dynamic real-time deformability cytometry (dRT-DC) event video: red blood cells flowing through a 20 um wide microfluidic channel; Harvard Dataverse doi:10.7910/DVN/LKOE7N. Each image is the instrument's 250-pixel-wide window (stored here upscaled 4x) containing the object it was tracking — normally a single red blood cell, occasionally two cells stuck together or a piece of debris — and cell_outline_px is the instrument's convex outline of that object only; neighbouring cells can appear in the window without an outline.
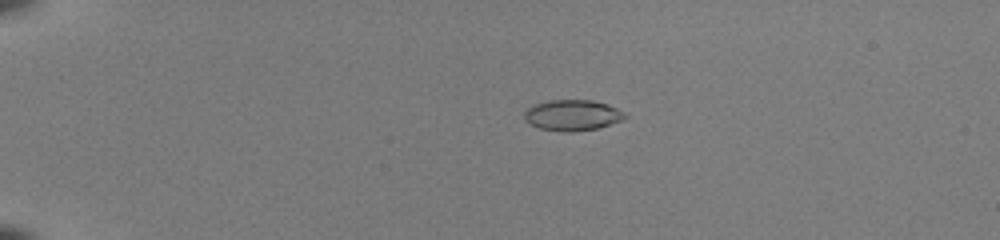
{"species": "common noctule bat (a hibernating species)", "species_latin": "Nyctalus noctula", "temperature_condition": "room temperature", "stored_images_in_passage": 52, "camera_frame_rate_fps": 3000, "um_per_image_px": 0.085, "animal": {"sex": "female", "body_mass_g": 22.0, "forearm_length_mm": 56.7}, "frame": {"image": 1, "passage_image": 13, "time_ms": 4.0, "image_size_px": [1000, 240], "cell_outline_px": [[628, 116], [620, 120], [596, 128], [572, 132], [564, 132], [540, 128], [524, 120], [524, 112], [532, 104], [548, 100], [592, 100], [608, 104], [624, 112]], "centroid_in_image_um": [48.62, 9.78], "position_along_channel_um": 36.4, "area_um2": 17.98}}
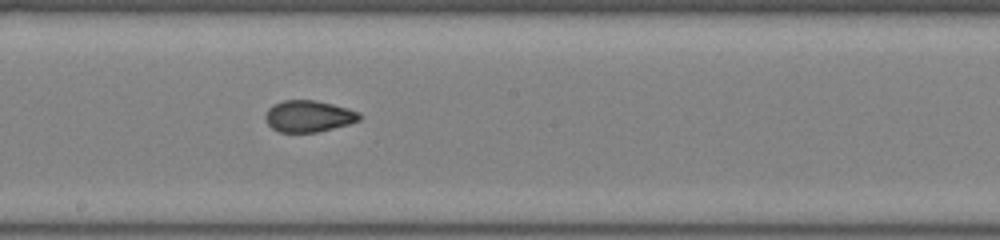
{"frame": {"image": 2, "passage_image": 32, "time_ms": 10.333, "image_size_px": [1000, 240], "cell_outline_px": [[364, 116], [360, 120], [348, 124], [316, 132], [280, 132], [272, 128], [264, 120], [264, 116], [268, 108], [272, 104], [284, 100], [316, 100], [348, 108], [360, 112]], "centroid_in_image_um": [26.23, 9.87], "position_along_channel_um": 222.0, "area_um2": 17.46}}
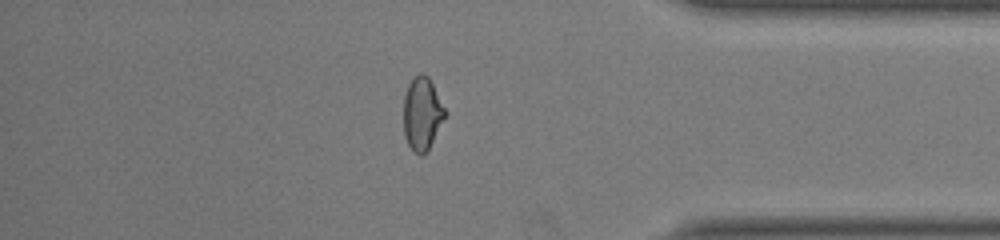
{"frame": {"image": 3, "passage_image": 46, "time_ms": 15.0, "image_size_px": [1000, 240], "cell_outline_px": [[448, 112], [428, 148], [420, 156], [412, 152], [404, 136], [404, 96], [408, 84], [420, 72], [428, 76]], "centroid_in_image_um": [35.88, 9.66], "position_along_channel_um": 399.3, "area_um2": 17.57}, "authors_computed_cell_mechanics": {"area_um2": 17.9469, "velocity_mm_per_s": 4.1023, "shape_relaxation_time_tau1_ms": null, "shape_relaxation_time_tau2_ms": 1.027, "deformation_change_tau1": null, "deformation_change_tau2": 0.0651}}